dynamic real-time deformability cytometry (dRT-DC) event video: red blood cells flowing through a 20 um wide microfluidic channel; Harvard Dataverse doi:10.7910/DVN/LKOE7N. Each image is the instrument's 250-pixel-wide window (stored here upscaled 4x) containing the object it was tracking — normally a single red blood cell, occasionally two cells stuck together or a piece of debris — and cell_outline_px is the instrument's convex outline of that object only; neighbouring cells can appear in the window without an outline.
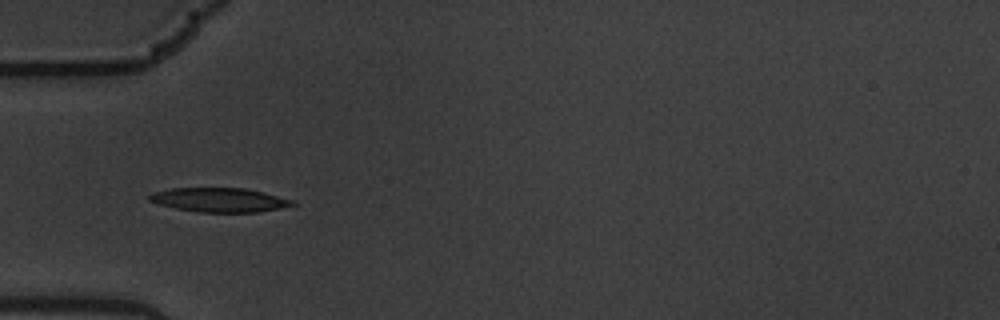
{"species": "common noctule bat (a hibernating species)", "species_latin": "Nyctalus noctula", "temperature_condition": "warm", "stored_images_in_passage": 10, "camera_frame_rate_fps": 3000, "um_per_image_px": 0.085, "animal": {"sex": "male", "body_mass_g": 19.5, "forearm_length_mm": 54.6}, "frame": {"image": 1, "passage_image": 5, "time_ms": 1.333, "image_size_px": [1000, 320], "cell_outline_px": [[296, 204], [260, 212], [196, 212], [176, 208], [160, 204], [148, 200], [148, 196], [152, 192], [172, 188], [244, 188], [264, 192], [296, 200]], "centroid_in_image_um": [18.67, 16.99], "position_along_channel_um": 66.3, "area_um2": 20.17}}
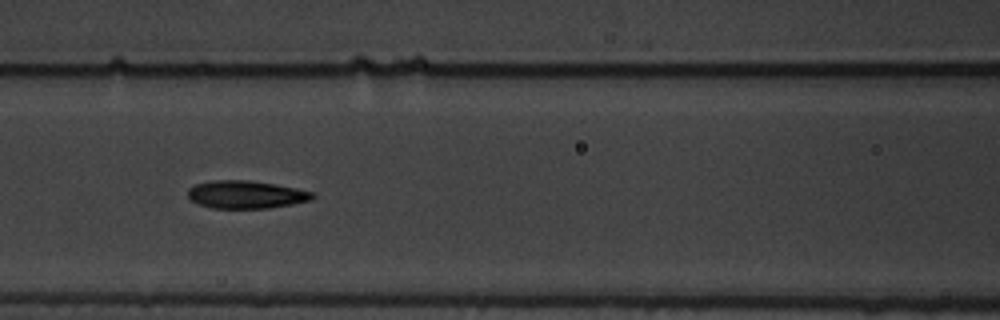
{"frame": {"image": 2, "passage_image": 7, "time_ms": 2.0, "image_size_px": [1000, 320], "cell_outline_px": [[316, 196], [312, 200], [292, 204], [268, 208], [212, 208], [200, 204], [192, 200], [188, 196], [188, 188], [196, 184], [212, 180], [248, 180], [296, 188], [312, 192]], "centroid_in_image_um": [20.91, 16.53], "position_along_channel_um": 145.7, "area_um2": 20.06}}
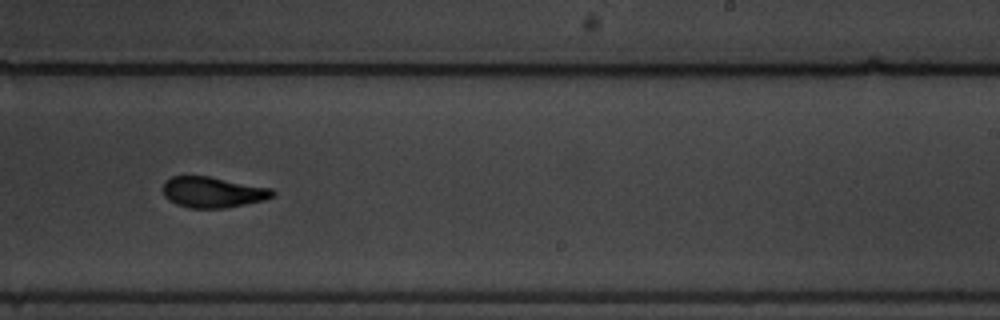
{"frame": {"image": 3, "passage_image": 10, "time_ms": 3.0, "image_size_px": [1000, 320], "cell_outline_px": [[276, 192], [272, 196], [264, 200], [224, 208], [188, 208], [176, 204], [168, 200], [164, 196], [164, 180], [172, 176], [208, 176], [272, 188]], "centroid_in_image_um": [18.07, 16.33], "position_along_channel_um": 270.9, "area_um2": 19.65}}